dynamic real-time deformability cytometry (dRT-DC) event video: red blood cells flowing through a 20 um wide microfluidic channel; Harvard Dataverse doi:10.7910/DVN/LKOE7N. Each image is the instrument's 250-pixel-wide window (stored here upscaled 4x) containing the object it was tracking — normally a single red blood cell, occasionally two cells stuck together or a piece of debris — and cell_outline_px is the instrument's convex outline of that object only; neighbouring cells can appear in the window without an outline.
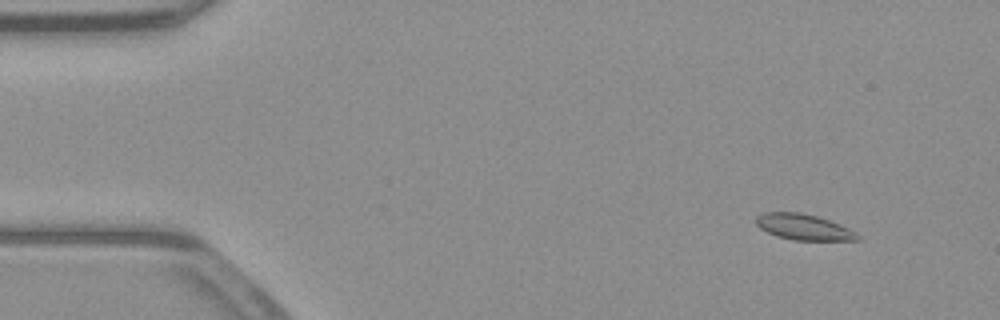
{"species": "common noctule bat (a hibernating species)", "species_latin": "Nyctalus noctula", "temperature_condition": "warm", "stored_images_in_passage": 54, "camera_frame_rate_fps": 3000, "um_per_image_px": 0.085, "animal": {"sex": "male", "body_mass_g": 23.1, "forearm_length_mm": 52.7}, "frame": {"image": 1, "passage_image": 6, "time_ms": 1.667, "image_size_px": [1000, 320], "cell_outline_px": [[860, 240], [792, 240], [776, 236], [760, 228], [756, 224], [756, 216], [764, 212], [800, 212], [816, 216], [840, 224], [856, 232], [860, 236]], "centroid_in_image_um": [68.3, 19.3], "position_along_channel_um": 16.7, "area_um2": 15.26}}
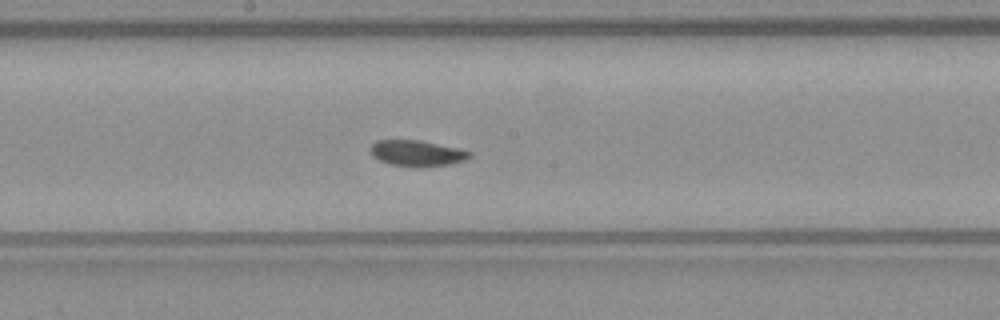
{"frame": {"image": 2, "passage_image": 29, "time_ms": 9.333, "image_size_px": [1000, 320], "cell_outline_px": [[472, 156], [464, 160], [452, 164], [420, 168], [412, 168], [388, 164], [372, 156], [368, 148], [376, 140], [420, 140], [460, 148], [472, 152]], "centroid_in_image_um": [35.44, 13.04], "position_along_channel_um": 212.8, "area_um2": 15.49}}
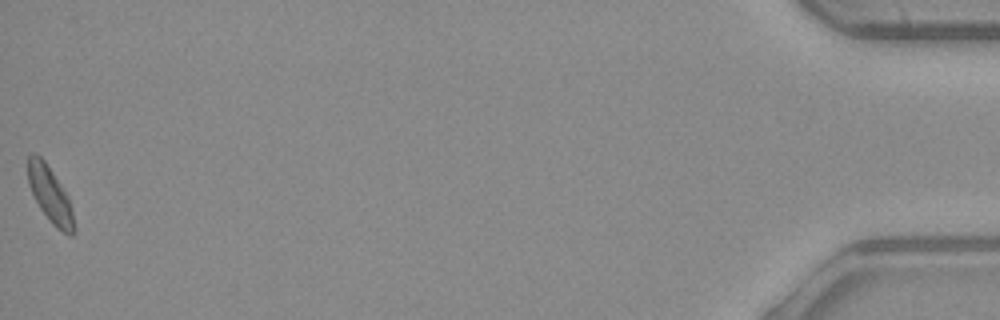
{"frame": {"image": 3, "passage_image": 54, "time_ms": 17.667, "image_size_px": [1000, 320], "cell_outline_px": [[76, 228], [72, 236], [68, 236], [56, 228], [52, 224], [40, 208], [28, 184], [28, 156], [32, 152], [36, 152], [44, 160], [68, 196]], "centroid_in_image_um": [4.27, 16.57], "position_along_channel_um": 430.9, "area_um2": 14.91}, "authors_computed_cell_mechanics": {"area_um2": 15.1436, "velocity_mm_per_s": 3.9042, "shape_relaxation_time_tau1_ms": 5.9625, "shape_relaxation_time_tau2_ms": null, "deformation_change_tau1": 0.1059, "deformation_change_tau2": null}}